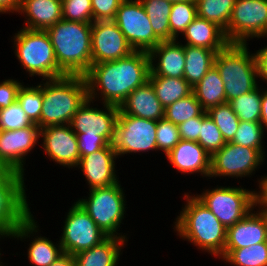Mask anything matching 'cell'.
I'll return each instance as SVG.
<instances>
[{"instance_id":"obj_25","label":"cell","mask_w":267,"mask_h":266,"mask_svg":"<svg viewBox=\"0 0 267 266\" xmlns=\"http://www.w3.org/2000/svg\"><path fill=\"white\" fill-rule=\"evenodd\" d=\"M119 109L126 115L154 121L164 118L165 111L149 81L131 92Z\"/></svg>"},{"instance_id":"obj_52","label":"cell","mask_w":267,"mask_h":266,"mask_svg":"<svg viewBox=\"0 0 267 266\" xmlns=\"http://www.w3.org/2000/svg\"><path fill=\"white\" fill-rule=\"evenodd\" d=\"M50 266H75L74 256L64 253L60 258H58Z\"/></svg>"},{"instance_id":"obj_14","label":"cell","mask_w":267,"mask_h":266,"mask_svg":"<svg viewBox=\"0 0 267 266\" xmlns=\"http://www.w3.org/2000/svg\"><path fill=\"white\" fill-rule=\"evenodd\" d=\"M113 21L135 51L149 53L161 42L154 34L151 22L140 0H124Z\"/></svg>"},{"instance_id":"obj_8","label":"cell","mask_w":267,"mask_h":266,"mask_svg":"<svg viewBox=\"0 0 267 266\" xmlns=\"http://www.w3.org/2000/svg\"><path fill=\"white\" fill-rule=\"evenodd\" d=\"M254 191L243 186H219L193 195L228 229L254 209Z\"/></svg>"},{"instance_id":"obj_43","label":"cell","mask_w":267,"mask_h":266,"mask_svg":"<svg viewBox=\"0 0 267 266\" xmlns=\"http://www.w3.org/2000/svg\"><path fill=\"white\" fill-rule=\"evenodd\" d=\"M32 124L17 101L7 108L0 109V130L23 129Z\"/></svg>"},{"instance_id":"obj_53","label":"cell","mask_w":267,"mask_h":266,"mask_svg":"<svg viewBox=\"0 0 267 266\" xmlns=\"http://www.w3.org/2000/svg\"><path fill=\"white\" fill-rule=\"evenodd\" d=\"M15 173L0 161V178H11Z\"/></svg>"},{"instance_id":"obj_54","label":"cell","mask_w":267,"mask_h":266,"mask_svg":"<svg viewBox=\"0 0 267 266\" xmlns=\"http://www.w3.org/2000/svg\"><path fill=\"white\" fill-rule=\"evenodd\" d=\"M255 210L261 215L263 218L265 225H266V230H267V207H254Z\"/></svg>"},{"instance_id":"obj_9","label":"cell","mask_w":267,"mask_h":266,"mask_svg":"<svg viewBox=\"0 0 267 266\" xmlns=\"http://www.w3.org/2000/svg\"><path fill=\"white\" fill-rule=\"evenodd\" d=\"M266 149H254L226 142L211 156L210 179L253 177L266 160ZM266 152V153H265ZM253 175V176H252Z\"/></svg>"},{"instance_id":"obj_4","label":"cell","mask_w":267,"mask_h":266,"mask_svg":"<svg viewBox=\"0 0 267 266\" xmlns=\"http://www.w3.org/2000/svg\"><path fill=\"white\" fill-rule=\"evenodd\" d=\"M43 104L40 128L70 124L72 117L88 98L85 76L65 75L42 80Z\"/></svg>"},{"instance_id":"obj_20","label":"cell","mask_w":267,"mask_h":266,"mask_svg":"<svg viewBox=\"0 0 267 266\" xmlns=\"http://www.w3.org/2000/svg\"><path fill=\"white\" fill-rule=\"evenodd\" d=\"M118 158L113 145L109 144L99 151L80 158L76 168L85 176L90 189L108 187L120 181L116 160Z\"/></svg>"},{"instance_id":"obj_35","label":"cell","mask_w":267,"mask_h":266,"mask_svg":"<svg viewBox=\"0 0 267 266\" xmlns=\"http://www.w3.org/2000/svg\"><path fill=\"white\" fill-rule=\"evenodd\" d=\"M32 85V86H30ZM22 84L17 94V102L32 123L40 127V114L42 110V80L37 85Z\"/></svg>"},{"instance_id":"obj_17","label":"cell","mask_w":267,"mask_h":266,"mask_svg":"<svg viewBox=\"0 0 267 266\" xmlns=\"http://www.w3.org/2000/svg\"><path fill=\"white\" fill-rule=\"evenodd\" d=\"M39 146L50 161L67 169H75L80 160L78 138L69 124L51 125L41 129Z\"/></svg>"},{"instance_id":"obj_32","label":"cell","mask_w":267,"mask_h":266,"mask_svg":"<svg viewBox=\"0 0 267 266\" xmlns=\"http://www.w3.org/2000/svg\"><path fill=\"white\" fill-rule=\"evenodd\" d=\"M262 94L263 85L260 84L249 93L233 98L228 103L240 121L260 122Z\"/></svg>"},{"instance_id":"obj_29","label":"cell","mask_w":267,"mask_h":266,"mask_svg":"<svg viewBox=\"0 0 267 266\" xmlns=\"http://www.w3.org/2000/svg\"><path fill=\"white\" fill-rule=\"evenodd\" d=\"M193 94L205 111L226 103L224 82L215 66L193 87Z\"/></svg>"},{"instance_id":"obj_38","label":"cell","mask_w":267,"mask_h":266,"mask_svg":"<svg viewBox=\"0 0 267 266\" xmlns=\"http://www.w3.org/2000/svg\"><path fill=\"white\" fill-rule=\"evenodd\" d=\"M207 114L220 130L224 140L230 142L240 122L231 105L228 102L217 105L210 108Z\"/></svg>"},{"instance_id":"obj_27","label":"cell","mask_w":267,"mask_h":266,"mask_svg":"<svg viewBox=\"0 0 267 266\" xmlns=\"http://www.w3.org/2000/svg\"><path fill=\"white\" fill-rule=\"evenodd\" d=\"M127 243L126 239L108 236L98 245L74 255L75 266H118Z\"/></svg>"},{"instance_id":"obj_12","label":"cell","mask_w":267,"mask_h":266,"mask_svg":"<svg viewBox=\"0 0 267 266\" xmlns=\"http://www.w3.org/2000/svg\"><path fill=\"white\" fill-rule=\"evenodd\" d=\"M224 32L230 43L249 44L254 38L265 40L267 0H236Z\"/></svg>"},{"instance_id":"obj_40","label":"cell","mask_w":267,"mask_h":266,"mask_svg":"<svg viewBox=\"0 0 267 266\" xmlns=\"http://www.w3.org/2000/svg\"><path fill=\"white\" fill-rule=\"evenodd\" d=\"M198 143L210 156L226 144L220 130L214 121L208 116L207 111L202 114V127Z\"/></svg>"},{"instance_id":"obj_15","label":"cell","mask_w":267,"mask_h":266,"mask_svg":"<svg viewBox=\"0 0 267 266\" xmlns=\"http://www.w3.org/2000/svg\"><path fill=\"white\" fill-rule=\"evenodd\" d=\"M94 103V100L87 98L76 111L69 125L77 136H103L112 144L120 109L110 104H101L103 107L100 108L97 102L95 105Z\"/></svg>"},{"instance_id":"obj_42","label":"cell","mask_w":267,"mask_h":266,"mask_svg":"<svg viewBox=\"0 0 267 266\" xmlns=\"http://www.w3.org/2000/svg\"><path fill=\"white\" fill-rule=\"evenodd\" d=\"M62 19L92 24L91 0H62Z\"/></svg>"},{"instance_id":"obj_2","label":"cell","mask_w":267,"mask_h":266,"mask_svg":"<svg viewBox=\"0 0 267 266\" xmlns=\"http://www.w3.org/2000/svg\"><path fill=\"white\" fill-rule=\"evenodd\" d=\"M192 192H184L183 203L175 221L173 231L197 250L208 253L215 259L224 254L227 229L218 218L205 207ZM184 206V207H183ZM180 213V214H179Z\"/></svg>"},{"instance_id":"obj_28","label":"cell","mask_w":267,"mask_h":266,"mask_svg":"<svg viewBox=\"0 0 267 266\" xmlns=\"http://www.w3.org/2000/svg\"><path fill=\"white\" fill-rule=\"evenodd\" d=\"M184 79L194 87L214 66L217 52L204 47L184 45Z\"/></svg>"},{"instance_id":"obj_51","label":"cell","mask_w":267,"mask_h":266,"mask_svg":"<svg viewBox=\"0 0 267 266\" xmlns=\"http://www.w3.org/2000/svg\"><path fill=\"white\" fill-rule=\"evenodd\" d=\"M261 124L263 125V128L267 132V87H265V84L263 86V94L261 99Z\"/></svg>"},{"instance_id":"obj_5","label":"cell","mask_w":267,"mask_h":266,"mask_svg":"<svg viewBox=\"0 0 267 266\" xmlns=\"http://www.w3.org/2000/svg\"><path fill=\"white\" fill-rule=\"evenodd\" d=\"M11 38L13 53L29 77L47 80L65 76L46 30L21 27Z\"/></svg>"},{"instance_id":"obj_7","label":"cell","mask_w":267,"mask_h":266,"mask_svg":"<svg viewBox=\"0 0 267 266\" xmlns=\"http://www.w3.org/2000/svg\"><path fill=\"white\" fill-rule=\"evenodd\" d=\"M125 191L119 181L108 187L90 189L87 197L78 198L76 202L106 235L128 241L129 234L119 232L128 209Z\"/></svg>"},{"instance_id":"obj_6","label":"cell","mask_w":267,"mask_h":266,"mask_svg":"<svg viewBox=\"0 0 267 266\" xmlns=\"http://www.w3.org/2000/svg\"><path fill=\"white\" fill-rule=\"evenodd\" d=\"M248 45L229 43L215 57L214 66L224 82L226 102L249 93L260 85L257 81L254 52L250 51Z\"/></svg>"},{"instance_id":"obj_23","label":"cell","mask_w":267,"mask_h":266,"mask_svg":"<svg viewBox=\"0 0 267 266\" xmlns=\"http://www.w3.org/2000/svg\"><path fill=\"white\" fill-rule=\"evenodd\" d=\"M261 242H267L266 225L261 215L252 210L242 220L227 229V240L223 260L232 250L250 247Z\"/></svg>"},{"instance_id":"obj_16","label":"cell","mask_w":267,"mask_h":266,"mask_svg":"<svg viewBox=\"0 0 267 266\" xmlns=\"http://www.w3.org/2000/svg\"><path fill=\"white\" fill-rule=\"evenodd\" d=\"M40 131L35 123L23 129L0 130V161L10 170L25 175L28 154L39 145Z\"/></svg>"},{"instance_id":"obj_50","label":"cell","mask_w":267,"mask_h":266,"mask_svg":"<svg viewBox=\"0 0 267 266\" xmlns=\"http://www.w3.org/2000/svg\"><path fill=\"white\" fill-rule=\"evenodd\" d=\"M20 9V0H0V14H17Z\"/></svg>"},{"instance_id":"obj_47","label":"cell","mask_w":267,"mask_h":266,"mask_svg":"<svg viewBox=\"0 0 267 266\" xmlns=\"http://www.w3.org/2000/svg\"><path fill=\"white\" fill-rule=\"evenodd\" d=\"M179 127L181 140L198 142L202 127V115L184 121Z\"/></svg>"},{"instance_id":"obj_1","label":"cell","mask_w":267,"mask_h":266,"mask_svg":"<svg viewBox=\"0 0 267 266\" xmlns=\"http://www.w3.org/2000/svg\"><path fill=\"white\" fill-rule=\"evenodd\" d=\"M150 71V56L145 51H134L118 60L92 64L85 75L88 98L120 107L131 92L148 81Z\"/></svg>"},{"instance_id":"obj_55","label":"cell","mask_w":267,"mask_h":266,"mask_svg":"<svg viewBox=\"0 0 267 266\" xmlns=\"http://www.w3.org/2000/svg\"><path fill=\"white\" fill-rule=\"evenodd\" d=\"M167 1H170L172 3L174 2H183V1H192V2H196V0H167Z\"/></svg>"},{"instance_id":"obj_46","label":"cell","mask_w":267,"mask_h":266,"mask_svg":"<svg viewBox=\"0 0 267 266\" xmlns=\"http://www.w3.org/2000/svg\"><path fill=\"white\" fill-rule=\"evenodd\" d=\"M80 158L99 151L110 143L103 136H77Z\"/></svg>"},{"instance_id":"obj_11","label":"cell","mask_w":267,"mask_h":266,"mask_svg":"<svg viewBox=\"0 0 267 266\" xmlns=\"http://www.w3.org/2000/svg\"><path fill=\"white\" fill-rule=\"evenodd\" d=\"M26 175L16 172L11 178H0V239H9L31 214L25 186Z\"/></svg>"},{"instance_id":"obj_10","label":"cell","mask_w":267,"mask_h":266,"mask_svg":"<svg viewBox=\"0 0 267 266\" xmlns=\"http://www.w3.org/2000/svg\"><path fill=\"white\" fill-rule=\"evenodd\" d=\"M156 129L157 121L126 115L120 110L112 143L118 159L125 154L157 152Z\"/></svg>"},{"instance_id":"obj_36","label":"cell","mask_w":267,"mask_h":266,"mask_svg":"<svg viewBox=\"0 0 267 266\" xmlns=\"http://www.w3.org/2000/svg\"><path fill=\"white\" fill-rule=\"evenodd\" d=\"M197 17L196 2H174L169 16L171 40H179L187 26ZM181 35V36H180ZM180 36V37H179Z\"/></svg>"},{"instance_id":"obj_21","label":"cell","mask_w":267,"mask_h":266,"mask_svg":"<svg viewBox=\"0 0 267 266\" xmlns=\"http://www.w3.org/2000/svg\"><path fill=\"white\" fill-rule=\"evenodd\" d=\"M177 173L199 174L205 180L210 179L211 156L194 141L180 140L179 143L164 156Z\"/></svg>"},{"instance_id":"obj_19","label":"cell","mask_w":267,"mask_h":266,"mask_svg":"<svg viewBox=\"0 0 267 266\" xmlns=\"http://www.w3.org/2000/svg\"><path fill=\"white\" fill-rule=\"evenodd\" d=\"M37 223L38 221H36L33 214H31L13 232L10 239H16L22 242L30 241V243L28 244L29 247L27 248V254L25 253V255H27L29 263L32 266H50L64 254L62 246L59 240L55 243L50 240L49 237L47 238L46 236L39 234V232H41V229H39L40 224Z\"/></svg>"},{"instance_id":"obj_34","label":"cell","mask_w":267,"mask_h":266,"mask_svg":"<svg viewBox=\"0 0 267 266\" xmlns=\"http://www.w3.org/2000/svg\"><path fill=\"white\" fill-rule=\"evenodd\" d=\"M222 262L230 266H267V242L234 249Z\"/></svg>"},{"instance_id":"obj_26","label":"cell","mask_w":267,"mask_h":266,"mask_svg":"<svg viewBox=\"0 0 267 266\" xmlns=\"http://www.w3.org/2000/svg\"><path fill=\"white\" fill-rule=\"evenodd\" d=\"M182 36L184 45L204 47L216 52L230 43L221 27L199 16L187 26Z\"/></svg>"},{"instance_id":"obj_48","label":"cell","mask_w":267,"mask_h":266,"mask_svg":"<svg viewBox=\"0 0 267 266\" xmlns=\"http://www.w3.org/2000/svg\"><path fill=\"white\" fill-rule=\"evenodd\" d=\"M254 59L257 78H259L258 81H260L262 85L264 82L267 86V45H264V47L261 45V48L254 51Z\"/></svg>"},{"instance_id":"obj_41","label":"cell","mask_w":267,"mask_h":266,"mask_svg":"<svg viewBox=\"0 0 267 266\" xmlns=\"http://www.w3.org/2000/svg\"><path fill=\"white\" fill-rule=\"evenodd\" d=\"M156 134L157 151H162L165 156L181 140L179 127L165 118L157 121Z\"/></svg>"},{"instance_id":"obj_18","label":"cell","mask_w":267,"mask_h":266,"mask_svg":"<svg viewBox=\"0 0 267 266\" xmlns=\"http://www.w3.org/2000/svg\"><path fill=\"white\" fill-rule=\"evenodd\" d=\"M92 64L118 60L135 50L113 20L92 23Z\"/></svg>"},{"instance_id":"obj_31","label":"cell","mask_w":267,"mask_h":266,"mask_svg":"<svg viewBox=\"0 0 267 266\" xmlns=\"http://www.w3.org/2000/svg\"><path fill=\"white\" fill-rule=\"evenodd\" d=\"M151 22L154 34L161 41H171L169 16L172 2L167 0H140Z\"/></svg>"},{"instance_id":"obj_57","label":"cell","mask_w":267,"mask_h":266,"mask_svg":"<svg viewBox=\"0 0 267 266\" xmlns=\"http://www.w3.org/2000/svg\"><path fill=\"white\" fill-rule=\"evenodd\" d=\"M0 266H8V265H5V263H3V261H2V262H0Z\"/></svg>"},{"instance_id":"obj_24","label":"cell","mask_w":267,"mask_h":266,"mask_svg":"<svg viewBox=\"0 0 267 266\" xmlns=\"http://www.w3.org/2000/svg\"><path fill=\"white\" fill-rule=\"evenodd\" d=\"M24 28L46 30L62 19V0H20Z\"/></svg>"},{"instance_id":"obj_33","label":"cell","mask_w":267,"mask_h":266,"mask_svg":"<svg viewBox=\"0 0 267 266\" xmlns=\"http://www.w3.org/2000/svg\"><path fill=\"white\" fill-rule=\"evenodd\" d=\"M236 0H196L197 16L227 29Z\"/></svg>"},{"instance_id":"obj_30","label":"cell","mask_w":267,"mask_h":266,"mask_svg":"<svg viewBox=\"0 0 267 266\" xmlns=\"http://www.w3.org/2000/svg\"><path fill=\"white\" fill-rule=\"evenodd\" d=\"M148 81L164 108L193 93V87L184 78L149 76Z\"/></svg>"},{"instance_id":"obj_3","label":"cell","mask_w":267,"mask_h":266,"mask_svg":"<svg viewBox=\"0 0 267 266\" xmlns=\"http://www.w3.org/2000/svg\"><path fill=\"white\" fill-rule=\"evenodd\" d=\"M92 24L61 19L46 29L59 69L65 75L85 76L92 65Z\"/></svg>"},{"instance_id":"obj_22","label":"cell","mask_w":267,"mask_h":266,"mask_svg":"<svg viewBox=\"0 0 267 266\" xmlns=\"http://www.w3.org/2000/svg\"><path fill=\"white\" fill-rule=\"evenodd\" d=\"M150 75L184 78V44L177 39L161 41L150 52Z\"/></svg>"},{"instance_id":"obj_37","label":"cell","mask_w":267,"mask_h":266,"mask_svg":"<svg viewBox=\"0 0 267 266\" xmlns=\"http://www.w3.org/2000/svg\"><path fill=\"white\" fill-rule=\"evenodd\" d=\"M205 110L192 93L165 108L164 118L177 126L191 118L201 116Z\"/></svg>"},{"instance_id":"obj_49","label":"cell","mask_w":267,"mask_h":266,"mask_svg":"<svg viewBox=\"0 0 267 266\" xmlns=\"http://www.w3.org/2000/svg\"><path fill=\"white\" fill-rule=\"evenodd\" d=\"M257 177L258 189L254 191V207H267V175ZM258 190V191H257Z\"/></svg>"},{"instance_id":"obj_44","label":"cell","mask_w":267,"mask_h":266,"mask_svg":"<svg viewBox=\"0 0 267 266\" xmlns=\"http://www.w3.org/2000/svg\"><path fill=\"white\" fill-rule=\"evenodd\" d=\"M124 0H91L93 22L114 20Z\"/></svg>"},{"instance_id":"obj_56","label":"cell","mask_w":267,"mask_h":266,"mask_svg":"<svg viewBox=\"0 0 267 266\" xmlns=\"http://www.w3.org/2000/svg\"><path fill=\"white\" fill-rule=\"evenodd\" d=\"M0 242H1V239H0ZM0 250H1V248H0ZM1 256H3V255H2V253H1V251H0V262L2 261V260H1V259H2Z\"/></svg>"},{"instance_id":"obj_39","label":"cell","mask_w":267,"mask_h":266,"mask_svg":"<svg viewBox=\"0 0 267 266\" xmlns=\"http://www.w3.org/2000/svg\"><path fill=\"white\" fill-rule=\"evenodd\" d=\"M266 133L261 122L240 121L238 129L230 142L254 149H266L264 147Z\"/></svg>"},{"instance_id":"obj_13","label":"cell","mask_w":267,"mask_h":266,"mask_svg":"<svg viewBox=\"0 0 267 266\" xmlns=\"http://www.w3.org/2000/svg\"><path fill=\"white\" fill-rule=\"evenodd\" d=\"M65 216L59 237L63 253L74 256L98 245L108 237L76 201L69 207Z\"/></svg>"},{"instance_id":"obj_45","label":"cell","mask_w":267,"mask_h":266,"mask_svg":"<svg viewBox=\"0 0 267 266\" xmlns=\"http://www.w3.org/2000/svg\"><path fill=\"white\" fill-rule=\"evenodd\" d=\"M23 80L4 79L0 82V109L7 108L17 101V94L23 84Z\"/></svg>"}]
</instances>
